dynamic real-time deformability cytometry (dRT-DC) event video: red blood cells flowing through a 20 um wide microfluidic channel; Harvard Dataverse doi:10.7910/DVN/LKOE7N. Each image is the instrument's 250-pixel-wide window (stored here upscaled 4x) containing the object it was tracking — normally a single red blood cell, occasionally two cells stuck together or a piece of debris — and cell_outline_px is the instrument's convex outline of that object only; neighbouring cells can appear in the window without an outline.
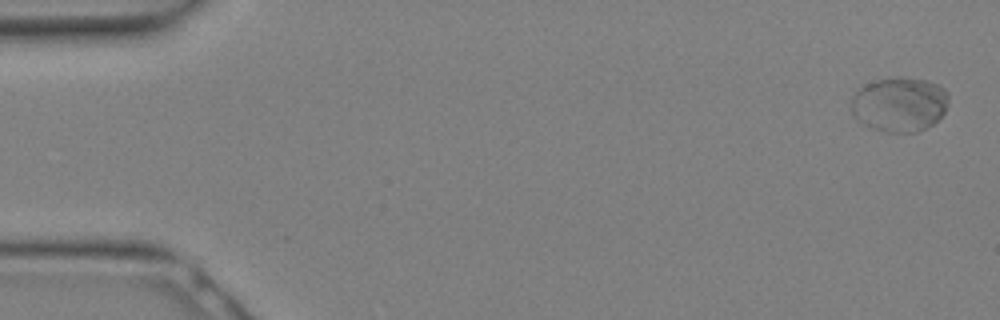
{"species": "Egyptian fruit bat (a non-hibernating species)", "species_latin": "Rousettus aegyptiacus", "temperature_condition": "warm", "stored_images_in_passage": 15, "segment_of_instrument_passage": [1, 2], "camera_frame_rate_fps": 3000, "um_per_image_px": 0.085, "animal": {"sex": "female"}, "frame": {"image": 1, "passage_image": 1, "time_ms": 0.0, "image_size_px": [1000, 320], "cell_outline_px": [[948, 104], [944, 112], [932, 124], [916, 132], [884, 132], [860, 124], [856, 120], [852, 112], [852, 96], [860, 88], [876, 80], [900, 76], [928, 80], [944, 88], [948, 92]], "centroid_in_image_um": [76.45, 8.87], "position_along_channel_um": 8.6, "area_um2": 31.1}}
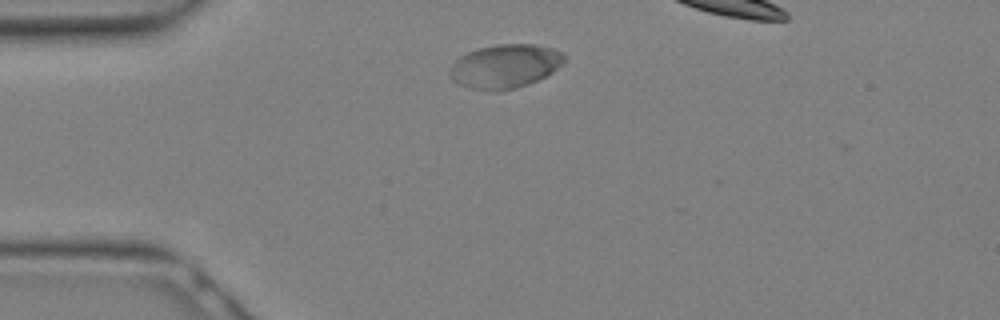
{"frame": {"image": 2, "passage_image": 6, "time_ms": 1.667, "image_size_px": [1000, 320], "cell_outline_px": [[564, 60], [552, 72], [528, 84], [516, 88], [500, 92], [492, 92], [472, 88], [460, 84], [452, 80], [452, 64], [460, 56], [476, 48], [500, 44], [536, 44], [552, 48], [560, 52], [564, 56]], "centroid_in_image_um": [42.92, 5.63], "position_along_channel_um": 42.1, "area_um2": 28.96}}
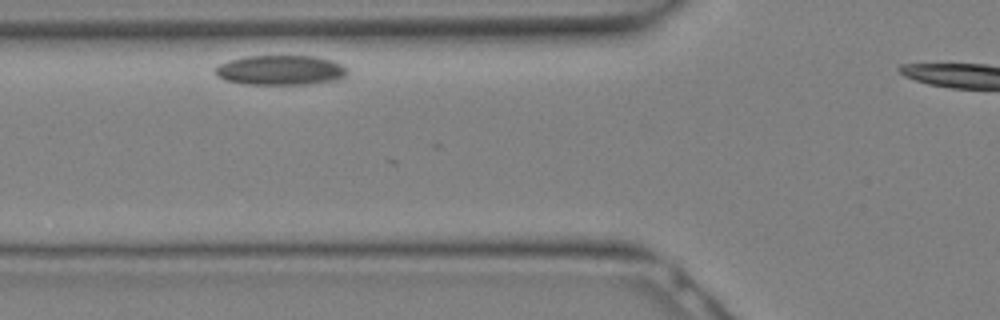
{"frame": {"image": 3, "passage_image": 11, "time_ms": 3.333, "image_size_px": [1000, 320], "cell_outline_px": [[348, 76], [340, 80], [312, 84], [244, 84], [224, 80], [216, 76], [216, 64], [228, 60], [248, 56], [316, 56], [332, 60], [344, 64], [348, 68]], "centroid_in_image_um": [23.9, 5.97], "position_along_channel_um": 101.9, "area_um2": 23.47}}